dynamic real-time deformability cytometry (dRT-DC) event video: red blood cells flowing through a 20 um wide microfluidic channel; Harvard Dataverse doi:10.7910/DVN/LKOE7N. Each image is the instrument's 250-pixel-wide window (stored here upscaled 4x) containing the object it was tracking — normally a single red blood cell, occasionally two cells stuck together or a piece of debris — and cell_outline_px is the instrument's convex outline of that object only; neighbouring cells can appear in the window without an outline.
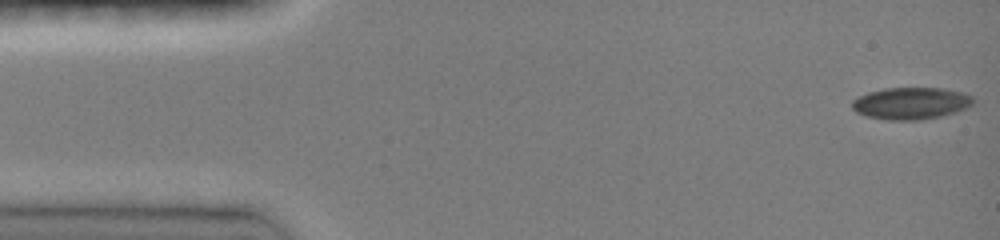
{"species": "common noctule bat (a hibernating species)", "species_latin": "Nyctalus noctula", "temperature_condition": "room temperature", "stored_images_in_passage": 47, "camera_frame_rate_fps": 3000, "um_per_image_px": 0.085, "animal": {"sex": "female", "body_mass_g": 19.0, "forearm_length_mm": 51.5}, "frame": {"image": 1, "passage_image": 1, "time_ms": 0.0, "image_size_px": [1000, 240], "cell_outline_px": [[972, 104], [956, 112], [940, 116], [920, 120], [888, 120], [868, 116], [856, 112], [852, 108], [852, 100], [868, 92], [884, 88], [940, 88], [960, 92], [972, 96]], "centroid_in_image_um": [77.39, 8.78], "position_along_channel_um": 7.6, "area_um2": 22.31}}
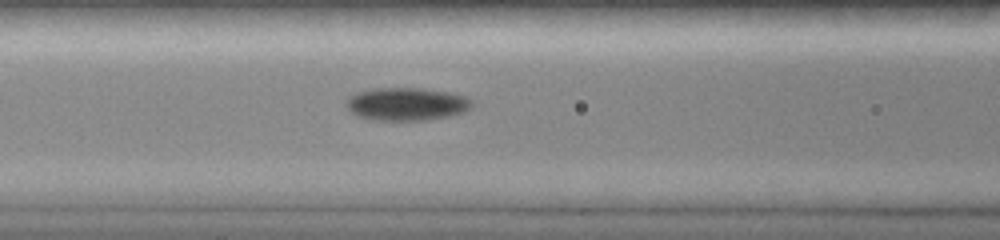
{"frame": {"image": 2, "passage_image": 19, "time_ms": 6.0, "image_size_px": [1000, 240], "cell_outline_px": [[472, 108], [464, 112], [448, 116], [428, 120], [372, 120], [356, 116], [348, 108], [348, 96], [360, 92], [376, 88], [424, 88], [448, 92], [468, 96], [472, 100]], "centroid_in_image_um": [34.61, 8.84], "position_along_channel_um": 132.0, "area_um2": 24.16}}
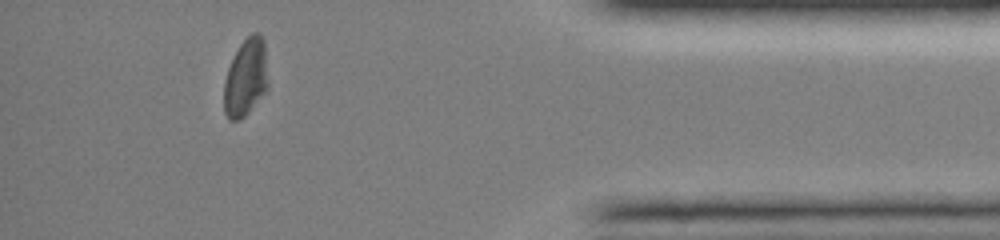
{"frame": {"image": 3, "passage_image": 42, "time_ms": 13.667, "image_size_px": [1000, 240], "cell_outline_px": [[268, 88], [248, 112], [240, 120], [228, 120], [224, 112], [224, 80], [228, 68], [240, 44], [252, 32], [260, 32], [264, 40], [268, 84]], "centroid_in_image_um": [20.89, 6.59], "position_along_channel_um": 414.3, "area_um2": 19.94}, "authors_computed_cell_mechanics": {"area_um2": 22.3108, "velocity_mm_per_s": 4.0919, "shape_relaxation_time_tau1_ms": 10.4068, "shape_relaxation_time_tau2_ms": 7.8479, "deformation_change_tau1": 0.1924, "deformation_change_tau2": 0.1447}}